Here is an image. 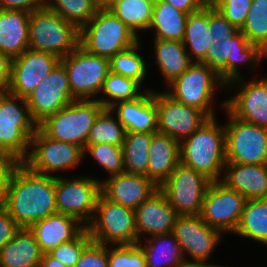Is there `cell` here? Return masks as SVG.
<instances>
[{
    "mask_svg": "<svg viewBox=\"0 0 267 267\" xmlns=\"http://www.w3.org/2000/svg\"><path fill=\"white\" fill-rule=\"evenodd\" d=\"M246 201L243 195L221 181H212L204 197L200 217L209 227L224 234L234 233Z\"/></svg>",
    "mask_w": 267,
    "mask_h": 267,
    "instance_id": "cell-15",
    "label": "cell"
},
{
    "mask_svg": "<svg viewBox=\"0 0 267 267\" xmlns=\"http://www.w3.org/2000/svg\"><path fill=\"white\" fill-rule=\"evenodd\" d=\"M42 255L30 228H20L0 249V267H40Z\"/></svg>",
    "mask_w": 267,
    "mask_h": 267,
    "instance_id": "cell-28",
    "label": "cell"
},
{
    "mask_svg": "<svg viewBox=\"0 0 267 267\" xmlns=\"http://www.w3.org/2000/svg\"><path fill=\"white\" fill-rule=\"evenodd\" d=\"M44 6L73 23L79 30L93 18L99 8L93 0H44Z\"/></svg>",
    "mask_w": 267,
    "mask_h": 267,
    "instance_id": "cell-38",
    "label": "cell"
},
{
    "mask_svg": "<svg viewBox=\"0 0 267 267\" xmlns=\"http://www.w3.org/2000/svg\"><path fill=\"white\" fill-rule=\"evenodd\" d=\"M140 41L132 47L118 52L109 59L110 71L122 75L126 78L143 82L147 75L148 64L143 57L138 53Z\"/></svg>",
    "mask_w": 267,
    "mask_h": 267,
    "instance_id": "cell-39",
    "label": "cell"
},
{
    "mask_svg": "<svg viewBox=\"0 0 267 267\" xmlns=\"http://www.w3.org/2000/svg\"><path fill=\"white\" fill-rule=\"evenodd\" d=\"M115 0H104V7L109 6L112 2H114Z\"/></svg>",
    "mask_w": 267,
    "mask_h": 267,
    "instance_id": "cell-57",
    "label": "cell"
},
{
    "mask_svg": "<svg viewBox=\"0 0 267 267\" xmlns=\"http://www.w3.org/2000/svg\"><path fill=\"white\" fill-rule=\"evenodd\" d=\"M155 65H158L165 83H171L192 64L188 52L181 41L154 39Z\"/></svg>",
    "mask_w": 267,
    "mask_h": 267,
    "instance_id": "cell-31",
    "label": "cell"
},
{
    "mask_svg": "<svg viewBox=\"0 0 267 267\" xmlns=\"http://www.w3.org/2000/svg\"><path fill=\"white\" fill-rule=\"evenodd\" d=\"M209 28L211 35H235L239 30L233 26L218 10L209 2Z\"/></svg>",
    "mask_w": 267,
    "mask_h": 267,
    "instance_id": "cell-46",
    "label": "cell"
},
{
    "mask_svg": "<svg viewBox=\"0 0 267 267\" xmlns=\"http://www.w3.org/2000/svg\"><path fill=\"white\" fill-rule=\"evenodd\" d=\"M209 118L192 135L180 142V163L211 181H221L226 164L225 128Z\"/></svg>",
    "mask_w": 267,
    "mask_h": 267,
    "instance_id": "cell-2",
    "label": "cell"
},
{
    "mask_svg": "<svg viewBox=\"0 0 267 267\" xmlns=\"http://www.w3.org/2000/svg\"><path fill=\"white\" fill-rule=\"evenodd\" d=\"M102 181L91 176H55L57 212L73 216L87 226L94 217Z\"/></svg>",
    "mask_w": 267,
    "mask_h": 267,
    "instance_id": "cell-14",
    "label": "cell"
},
{
    "mask_svg": "<svg viewBox=\"0 0 267 267\" xmlns=\"http://www.w3.org/2000/svg\"><path fill=\"white\" fill-rule=\"evenodd\" d=\"M144 245L138 242L145 254L147 267H183L188 262L173 233L154 235Z\"/></svg>",
    "mask_w": 267,
    "mask_h": 267,
    "instance_id": "cell-29",
    "label": "cell"
},
{
    "mask_svg": "<svg viewBox=\"0 0 267 267\" xmlns=\"http://www.w3.org/2000/svg\"><path fill=\"white\" fill-rule=\"evenodd\" d=\"M29 12L0 10V51L11 59L28 49Z\"/></svg>",
    "mask_w": 267,
    "mask_h": 267,
    "instance_id": "cell-27",
    "label": "cell"
},
{
    "mask_svg": "<svg viewBox=\"0 0 267 267\" xmlns=\"http://www.w3.org/2000/svg\"><path fill=\"white\" fill-rule=\"evenodd\" d=\"M212 45L208 49L203 64L212 68L225 85L241 79L240 64L250 67L258 65V44L250 43L239 30L235 35H212Z\"/></svg>",
    "mask_w": 267,
    "mask_h": 267,
    "instance_id": "cell-8",
    "label": "cell"
},
{
    "mask_svg": "<svg viewBox=\"0 0 267 267\" xmlns=\"http://www.w3.org/2000/svg\"><path fill=\"white\" fill-rule=\"evenodd\" d=\"M183 267H223V266H218L216 264H209L207 262H192V260H188L186 264Z\"/></svg>",
    "mask_w": 267,
    "mask_h": 267,
    "instance_id": "cell-54",
    "label": "cell"
},
{
    "mask_svg": "<svg viewBox=\"0 0 267 267\" xmlns=\"http://www.w3.org/2000/svg\"><path fill=\"white\" fill-rule=\"evenodd\" d=\"M226 163L267 164V128L241 121L226 109Z\"/></svg>",
    "mask_w": 267,
    "mask_h": 267,
    "instance_id": "cell-12",
    "label": "cell"
},
{
    "mask_svg": "<svg viewBox=\"0 0 267 267\" xmlns=\"http://www.w3.org/2000/svg\"><path fill=\"white\" fill-rule=\"evenodd\" d=\"M75 100L67 71L61 63L26 98L30 115L37 125Z\"/></svg>",
    "mask_w": 267,
    "mask_h": 267,
    "instance_id": "cell-16",
    "label": "cell"
},
{
    "mask_svg": "<svg viewBox=\"0 0 267 267\" xmlns=\"http://www.w3.org/2000/svg\"><path fill=\"white\" fill-rule=\"evenodd\" d=\"M60 63L67 71L71 93L76 100H96L110 72L109 59L87 52L78 45ZM93 97V98H92Z\"/></svg>",
    "mask_w": 267,
    "mask_h": 267,
    "instance_id": "cell-10",
    "label": "cell"
},
{
    "mask_svg": "<svg viewBox=\"0 0 267 267\" xmlns=\"http://www.w3.org/2000/svg\"><path fill=\"white\" fill-rule=\"evenodd\" d=\"M20 227L10 217L6 207L0 209V249L12 240Z\"/></svg>",
    "mask_w": 267,
    "mask_h": 267,
    "instance_id": "cell-47",
    "label": "cell"
},
{
    "mask_svg": "<svg viewBox=\"0 0 267 267\" xmlns=\"http://www.w3.org/2000/svg\"><path fill=\"white\" fill-rule=\"evenodd\" d=\"M172 233L183 255L187 253L192 262H207L222 236L221 231L209 227L200 215H177Z\"/></svg>",
    "mask_w": 267,
    "mask_h": 267,
    "instance_id": "cell-19",
    "label": "cell"
},
{
    "mask_svg": "<svg viewBox=\"0 0 267 267\" xmlns=\"http://www.w3.org/2000/svg\"><path fill=\"white\" fill-rule=\"evenodd\" d=\"M167 86L171 88L165 92L175 101L199 109L209 118L216 117L211 106L215 89L226 87L219 75L203 63H193Z\"/></svg>",
    "mask_w": 267,
    "mask_h": 267,
    "instance_id": "cell-9",
    "label": "cell"
},
{
    "mask_svg": "<svg viewBox=\"0 0 267 267\" xmlns=\"http://www.w3.org/2000/svg\"><path fill=\"white\" fill-rule=\"evenodd\" d=\"M209 28V3L200 11L189 14L186 25L183 44L190 48L188 56L193 63H204L208 49L212 45V37ZM195 58V60H194Z\"/></svg>",
    "mask_w": 267,
    "mask_h": 267,
    "instance_id": "cell-30",
    "label": "cell"
},
{
    "mask_svg": "<svg viewBox=\"0 0 267 267\" xmlns=\"http://www.w3.org/2000/svg\"><path fill=\"white\" fill-rule=\"evenodd\" d=\"M6 208L20 228L57 212L55 176L36 173L22 162L11 173Z\"/></svg>",
    "mask_w": 267,
    "mask_h": 267,
    "instance_id": "cell-1",
    "label": "cell"
},
{
    "mask_svg": "<svg viewBox=\"0 0 267 267\" xmlns=\"http://www.w3.org/2000/svg\"><path fill=\"white\" fill-rule=\"evenodd\" d=\"M86 226L77 218L56 212L30 227L43 253L75 239Z\"/></svg>",
    "mask_w": 267,
    "mask_h": 267,
    "instance_id": "cell-25",
    "label": "cell"
},
{
    "mask_svg": "<svg viewBox=\"0 0 267 267\" xmlns=\"http://www.w3.org/2000/svg\"><path fill=\"white\" fill-rule=\"evenodd\" d=\"M93 2L99 7H104V0H93Z\"/></svg>",
    "mask_w": 267,
    "mask_h": 267,
    "instance_id": "cell-56",
    "label": "cell"
},
{
    "mask_svg": "<svg viewBox=\"0 0 267 267\" xmlns=\"http://www.w3.org/2000/svg\"><path fill=\"white\" fill-rule=\"evenodd\" d=\"M89 231L85 228L75 239L60 244L48 253L69 267H74L79 261L83 250L92 242Z\"/></svg>",
    "mask_w": 267,
    "mask_h": 267,
    "instance_id": "cell-43",
    "label": "cell"
},
{
    "mask_svg": "<svg viewBox=\"0 0 267 267\" xmlns=\"http://www.w3.org/2000/svg\"><path fill=\"white\" fill-rule=\"evenodd\" d=\"M44 6V0H0V10L33 12Z\"/></svg>",
    "mask_w": 267,
    "mask_h": 267,
    "instance_id": "cell-48",
    "label": "cell"
},
{
    "mask_svg": "<svg viewBox=\"0 0 267 267\" xmlns=\"http://www.w3.org/2000/svg\"><path fill=\"white\" fill-rule=\"evenodd\" d=\"M96 243L106 245H131L139 242L134 210L114 203L99 195L95 214L86 226Z\"/></svg>",
    "mask_w": 267,
    "mask_h": 267,
    "instance_id": "cell-7",
    "label": "cell"
},
{
    "mask_svg": "<svg viewBox=\"0 0 267 267\" xmlns=\"http://www.w3.org/2000/svg\"><path fill=\"white\" fill-rule=\"evenodd\" d=\"M143 94L133 100L119 101L110 109L122 123L126 132H157V105L152 90H143Z\"/></svg>",
    "mask_w": 267,
    "mask_h": 267,
    "instance_id": "cell-23",
    "label": "cell"
},
{
    "mask_svg": "<svg viewBox=\"0 0 267 267\" xmlns=\"http://www.w3.org/2000/svg\"><path fill=\"white\" fill-rule=\"evenodd\" d=\"M139 38L106 7H99L80 29L79 45L93 55L110 59L137 44Z\"/></svg>",
    "mask_w": 267,
    "mask_h": 267,
    "instance_id": "cell-3",
    "label": "cell"
},
{
    "mask_svg": "<svg viewBox=\"0 0 267 267\" xmlns=\"http://www.w3.org/2000/svg\"><path fill=\"white\" fill-rule=\"evenodd\" d=\"M211 182L204 174L179 163L159 189L177 215H200Z\"/></svg>",
    "mask_w": 267,
    "mask_h": 267,
    "instance_id": "cell-13",
    "label": "cell"
},
{
    "mask_svg": "<svg viewBox=\"0 0 267 267\" xmlns=\"http://www.w3.org/2000/svg\"><path fill=\"white\" fill-rule=\"evenodd\" d=\"M110 108H104L96 117L90 130L86 145L112 144L122 146L126 129Z\"/></svg>",
    "mask_w": 267,
    "mask_h": 267,
    "instance_id": "cell-36",
    "label": "cell"
},
{
    "mask_svg": "<svg viewBox=\"0 0 267 267\" xmlns=\"http://www.w3.org/2000/svg\"><path fill=\"white\" fill-rule=\"evenodd\" d=\"M134 214L139 241L142 240L140 237L147 233L150 236L172 233L177 217L174 208L160 189L143 201L134 210Z\"/></svg>",
    "mask_w": 267,
    "mask_h": 267,
    "instance_id": "cell-22",
    "label": "cell"
},
{
    "mask_svg": "<svg viewBox=\"0 0 267 267\" xmlns=\"http://www.w3.org/2000/svg\"><path fill=\"white\" fill-rule=\"evenodd\" d=\"M234 234L267 245V199H249Z\"/></svg>",
    "mask_w": 267,
    "mask_h": 267,
    "instance_id": "cell-33",
    "label": "cell"
},
{
    "mask_svg": "<svg viewBox=\"0 0 267 267\" xmlns=\"http://www.w3.org/2000/svg\"><path fill=\"white\" fill-rule=\"evenodd\" d=\"M233 84L239 88H236L234 97L221 103L223 109L241 121L267 128V78L248 82L237 79L226 85L225 89Z\"/></svg>",
    "mask_w": 267,
    "mask_h": 267,
    "instance_id": "cell-18",
    "label": "cell"
},
{
    "mask_svg": "<svg viewBox=\"0 0 267 267\" xmlns=\"http://www.w3.org/2000/svg\"><path fill=\"white\" fill-rule=\"evenodd\" d=\"M74 267H109L107 246L92 241L82 252Z\"/></svg>",
    "mask_w": 267,
    "mask_h": 267,
    "instance_id": "cell-45",
    "label": "cell"
},
{
    "mask_svg": "<svg viewBox=\"0 0 267 267\" xmlns=\"http://www.w3.org/2000/svg\"><path fill=\"white\" fill-rule=\"evenodd\" d=\"M240 31L250 43L260 44L267 41V0H252Z\"/></svg>",
    "mask_w": 267,
    "mask_h": 267,
    "instance_id": "cell-40",
    "label": "cell"
},
{
    "mask_svg": "<svg viewBox=\"0 0 267 267\" xmlns=\"http://www.w3.org/2000/svg\"><path fill=\"white\" fill-rule=\"evenodd\" d=\"M9 179H0V209L6 207Z\"/></svg>",
    "mask_w": 267,
    "mask_h": 267,
    "instance_id": "cell-53",
    "label": "cell"
},
{
    "mask_svg": "<svg viewBox=\"0 0 267 267\" xmlns=\"http://www.w3.org/2000/svg\"><path fill=\"white\" fill-rule=\"evenodd\" d=\"M84 157L83 147L50 138L37 128L22 163L36 173L56 176L57 171L76 168Z\"/></svg>",
    "mask_w": 267,
    "mask_h": 267,
    "instance_id": "cell-11",
    "label": "cell"
},
{
    "mask_svg": "<svg viewBox=\"0 0 267 267\" xmlns=\"http://www.w3.org/2000/svg\"><path fill=\"white\" fill-rule=\"evenodd\" d=\"M103 109L97 100H75L47 117L38 128L50 138L85 148L93 123Z\"/></svg>",
    "mask_w": 267,
    "mask_h": 267,
    "instance_id": "cell-6",
    "label": "cell"
},
{
    "mask_svg": "<svg viewBox=\"0 0 267 267\" xmlns=\"http://www.w3.org/2000/svg\"><path fill=\"white\" fill-rule=\"evenodd\" d=\"M89 153L103 167L109 177L125 172L122 146L112 144L86 145L84 155Z\"/></svg>",
    "mask_w": 267,
    "mask_h": 267,
    "instance_id": "cell-41",
    "label": "cell"
},
{
    "mask_svg": "<svg viewBox=\"0 0 267 267\" xmlns=\"http://www.w3.org/2000/svg\"><path fill=\"white\" fill-rule=\"evenodd\" d=\"M155 0H115L106 8L119 18L137 37L139 30H148Z\"/></svg>",
    "mask_w": 267,
    "mask_h": 267,
    "instance_id": "cell-34",
    "label": "cell"
},
{
    "mask_svg": "<svg viewBox=\"0 0 267 267\" xmlns=\"http://www.w3.org/2000/svg\"><path fill=\"white\" fill-rule=\"evenodd\" d=\"M188 15L164 0H155L149 27V29H155L154 39L182 42Z\"/></svg>",
    "mask_w": 267,
    "mask_h": 267,
    "instance_id": "cell-32",
    "label": "cell"
},
{
    "mask_svg": "<svg viewBox=\"0 0 267 267\" xmlns=\"http://www.w3.org/2000/svg\"><path fill=\"white\" fill-rule=\"evenodd\" d=\"M140 86L141 84L138 81L110 71L101 90L106 97L104 98L102 95V98L96 100L104 108H110L119 101L133 100L140 97L143 94L140 91Z\"/></svg>",
    "mask_w": 267,
    "mask_h": 267,
    "instance_id": "cell-37",
    "label": "cell"
},
{
    "mask_svg": "<svg viewBox=\"0 0 267 267\" xmlns=\"http://www.w3.org/2000/svg\"><path fill=\"white\" fill-rule=\"evenodd\" d=\"M149 155L145 176L160 187L180 163V143L166 134L155 132L150 142Z\"/></svg>",
    "mask_w": 267,
    "mask_h": 267,
    "instance_id": "cell-26",
    "label": "cell"
},
{
    "mask_svg": "<svg viewBox=\"0 0 267 267\" xmlns=\"http://www.w3.org/2000/svg\"><path fill=\"white\" fill-rule=\"evenodd\" d=\"M60 60L54 54L27 49L12 59L9 92L26 99Z\"/></svg>",
    "mask_w": 267,
    "mask_h": 267,
    "instance_id": "cell-20",
    "label": "cell"
},
{
    "mask_svg": "<svg viewBox=\"0 0 267 267\" xmlns=\"http://www.w3.org/2000/svg\"><path fill=\"white\" fill-rule=\"evenodd\" d=\"M157 105V132L179 143L192 135L209 117L201 110L175 101L164 92L153 91Z\"/></svg>",
    "mask_w": 267,
    "mask_h": 267,
    "instance_id": "cell-17",
    "label": "cell"
},
{
    "mask_svg": "<svg viewBox=\"0 0 267 267\" xmlns=\"http://www.w3.org/2000/svg\"><path fill=\"white\" fill-rule=\"evenodd\" d=\"M221 182L249 199H267V164L226 163Z\"/></svg>",
    "mask_w": 267,
    "mask_h": 267,
    "instance_id": "cell-24",
    "label": "cell"
},
{
    "mask_svg": "<svg viewBox=\"0 0 267 267\" xmlns=\"http://www.w3.org/2000/svg\"><path fill=\"white\" fill-rule=\"evenodd\" d=\"M40 267H69L61 263L58 259L53 258L48 252L43 253Z\"/></svg>",
    "mask_w": 267,
    "mask_h": 267,
    "instance_id": "cell-52",
    "label": "cell"
},
{
    "mask_svg": "<svg viewBox=\"0 0 267 267\" xmlns=\"http://www.w3.org/2000/svg\"><path fill=\"white\" fill-rule=\"evenodd\" d=\"M80 30L43 6L30 13L28 49L48 52L60 59L79 45Z\"/></svg>",
    "mask_w": 267,
    "mask_h": 267,
    "instance_id": "cell-5",
    "label": "cell"
},
{
    "mask_svg": "<svg viewBox=\"0 0 267 267\" xmlns=\"http://www.w3.org/2000/svg\"><path fill=\"white\" fill-rule=\"evenodd\" d=\"M18 163L8 152L0 149V179H10L11 173Z\"/></svg>",
    "mask_w": 267,
    "mask_h": 267,
    "instance_id": "cell-51",
    "label": "cell"
},
{
    "mask_svg": "<svg viewBox=\"0 0 267 267\" xmlns=\"http://www.w3.org/2000/svg\"><path fill=\"white\" fill-rule=\"evenodd\" d=\"M12 59L0 51V94L10 89Z\"/></svg>",
    "mask_w": 267,
    "mask_h": 267,
    "instance_id": "cell-49",
    "label": "cell"
},
{
    "mask_svg": "<svg viewBox=\"0 0 267 267\" xmlns=\"http://www.w3.org/2000/svg\"><path fill=\"white\" fill-rule=\"evenodd\" d=\"M159 187L142 174L123 172L101 182V194L110 201L135 210Z\"/></svg>",
    "mask_w": 267,
    "mask_h": 267,
    "instance_id": "cell-21",
    "label": "cell"
},
{
    "mask_svg": "<svg viewBox=\"0 0 267 267\" xmlns=\"http://www.w3.org/2000/svg\"><path fill=\"white\" fill-rule=\"evenodd\" d=\"M153 133L126 132L122 145L125 172L147 174Z\"/></svg>",
    "mask_w": 267,
    "mask_h": 267,
    "instance_id": "cell-35",
    "label": "cell"
},
{
    "mask_svg": "<svg viewBox=\"0 0 267 267\" xmlns=\"http://www.w3.org/2000/svg\"><path fill=\"white\" fill-rule=\"evenodd\" d=\"M109 267H147L146 257L138 243L107 247Z\"/></svg>",
    "mask_w": 267,
    "mask_h": 267,
    "instance_id": "cell-42",
    "label": "cell"
},
{
    "mask_svg": "<svg viewBox=\"0 0 267 267\" xmlns=\"http://www.w3.org/2000/svg\"><path fill=\"white\" fill-rule=\"evenodd\" d=\"M38 125L33 121L26 99L10 92L0 94V149L19 163L30 149Z\"/></svg>",
    "mask_w": 267,
    "mask_h": 267,
    "instance_id": "cell-4",
    "label": "cell"
},
{
    "mask_svg": "<svg viewBox=\"0 0 267 267\" xmlns=\"http://www.w3.org/2000/svg\"><path fill=\"white\" fill-rule=\"evenodd\" d=\"M209 2L240 30L244 26L252 0H209Z\"/></svg>",
    "mask_w": 267,
    "mask_h": 267,
    "instance_id": "cell-44",
    "label": "cell"
},
{
    "mask_svg": "<svg viewBox=\"0 0 267 267\" xmlns=\"http://www.w3.org/2000/svg\"><path fill=\"white\" fill-rule=\"evenodd\" d=\"M170 3L173 7L181 10L187 14H192L200 11L205 5L209 3V0H164Z\"/></svg>",
    "mask_w": 267,
    "mask_h": 267,
    "instance_id": "cell-50",
    "label": "cell"
},
{
    "mask_svg": "<svg viewBox=\"0 0 267 267\" xmlns=\"http://www.w3.org/2000/svg\"><path fill=\"white\" fill-rule=\"evenodd\" d=\"M267 56V41L258 44V63L263 60V56Z\"/></svg>",
    "mask_w": 267,
    "mask_h": 267,
    "instance_id": "cell-55",
    "label": "cell"
}]
</instances>
